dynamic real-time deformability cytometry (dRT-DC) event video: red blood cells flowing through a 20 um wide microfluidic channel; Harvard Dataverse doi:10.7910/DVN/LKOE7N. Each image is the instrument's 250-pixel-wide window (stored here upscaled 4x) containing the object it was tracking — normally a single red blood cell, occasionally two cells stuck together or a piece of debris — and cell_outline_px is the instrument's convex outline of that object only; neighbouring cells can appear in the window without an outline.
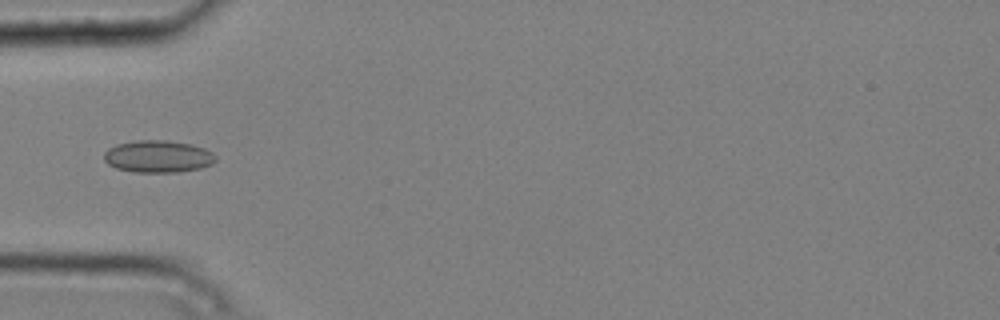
{"species": "common noctule bat (a hibernating species)", "species_latin": "Nyctalus noctula", "temperature_condition": "cold", "stored_images_in_passage": 4, "camera_frame_rate_fps": 3000, "um_per_image_px": 0.085, "animal": {"sex": "male", "body_mass_g": 20.4}, "frame": {"image": 1, "passage_image": 4, "time_ms": 1.0, "image_size_px": [1000, 320], "cell_outline_px": [[216, 160], [212, 164], [200, 168], [176, 172], [132, 172], [116, 168], [108, 164], [104, 160], [104, 152], [108, 148], [116, 144], [136, 140], [168, 140], [192, 144], [204, 148], [212, 152], [216, 156]], "centroid_in_image_um": [13.42, 13.29], "position_along_channel_um": 71.6, "area_um2": 21.1}}